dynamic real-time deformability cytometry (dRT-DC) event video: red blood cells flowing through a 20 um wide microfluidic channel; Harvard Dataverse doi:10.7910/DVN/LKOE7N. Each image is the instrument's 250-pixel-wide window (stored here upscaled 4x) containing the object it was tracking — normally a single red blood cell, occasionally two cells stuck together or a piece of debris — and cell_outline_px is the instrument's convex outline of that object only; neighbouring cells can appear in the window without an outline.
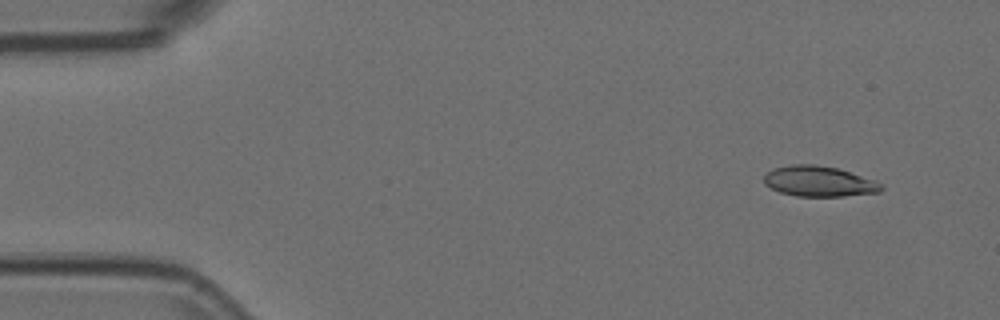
{"species": "Egyptian fruit bat (a non-hibernating species)", "species_latin": "Rousettus aegyptiacus", "temperature_condition": "room temperature", "stored_images_in_passage": 4, "camera_frame_rate_fps": 3000, "um_per_image_px": 0.085, "animal": {"sex": "female"}, "frame": {"image": 1, "passage_image": 1, "time_ms": 0.0, "image_size_px": [1000, 320], "cell_outline_px": [[884, 188], [880, 192], [844, 196], [796, 196], [780, 192], [764, 184], [764, 176], [772, 168], [792, 164], [812, 164], [836, 168], [876, 180]], "centroid_in_image_um": [69.61, 15.41], "position_along_channel_um": 15.4, "area_um2": 20.75}}
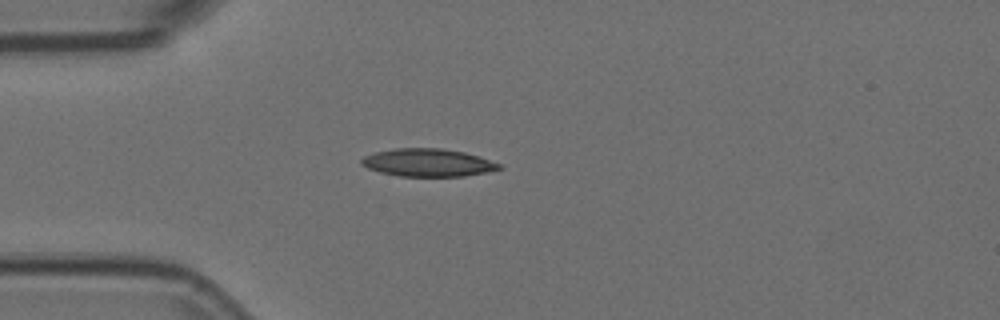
{"frame": {"image": 2, "passage_image": 4, "time_ms": 1.0, "image_size_px": [1000, 320], "cell_outline_px": [[504, 168], [464, 176], [400, 176], [380, 172], [368, 168], [360, 164], [360, 160], [364, 156], [376, 152], [396, 148], [444, 148], [464, 152], [480, 156], [500, 164]], "centroid_in_image_um": [36.37, 13.81], "position_along_channel_um": 48.6, "area_um2": 22.25}}